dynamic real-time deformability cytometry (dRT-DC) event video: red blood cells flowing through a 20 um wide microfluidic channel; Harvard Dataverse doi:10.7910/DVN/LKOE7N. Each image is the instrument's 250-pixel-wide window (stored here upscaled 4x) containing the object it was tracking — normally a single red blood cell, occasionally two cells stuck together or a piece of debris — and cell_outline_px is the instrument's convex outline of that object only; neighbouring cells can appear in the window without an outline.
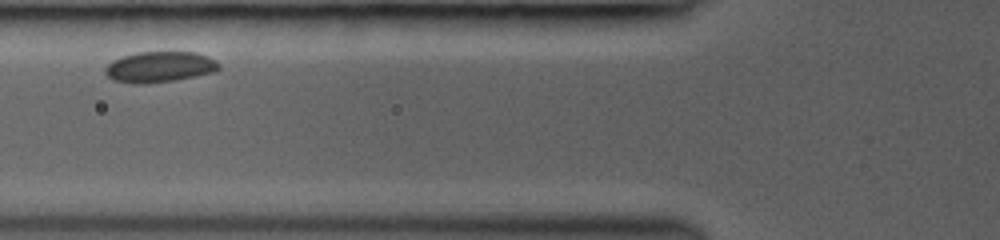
{"species": "common noctule bat (a hibernating species)", "species_latin": "Nyctalus noctula", "temperature_condition": "room temperature", "stored_images_in_passage": 23, "camera_frame_rate_fps": 3000, "um_per_image_px": 0.085, "animal": {"sex": "female", "body_mass_g": 19.0, "forearm_length_mm": 53.3}, "frame": {"image": 1, "passage_image": 6, "time_ms": 1.667, "image_size_px": [1000, 240], "cell_outline_px": [[220, 68], [216, 72], [172, 80], [148, 84], [132, 84], [112, 80], [104, 72], [104, 68], [112, 60], [136, 52], [196, 52], [208, 56], [216, 60], [220, 64]], "centroid_in_image_um": [13.56, 5.69], "position_along_channel_um": 112.2, "area_um2": 20.58}}